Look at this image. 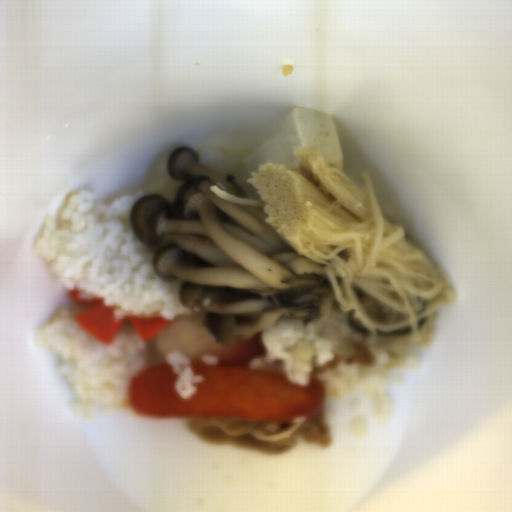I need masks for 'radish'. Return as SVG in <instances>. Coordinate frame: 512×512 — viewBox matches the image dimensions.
I'll return each mask as SVG.
<instances>
[{
  "mask_svg": "<svg viewBox=\"0 0 512 512\" xmlns=\"http://www.w3.org/2000/svg\"><path fill=\"white\" fill-rule=\"evenodd\" d=\"M69 298L86 310L75 317L78 326L91 338L103 343H112L125 324H130L137 336L143 342L156 341L158 334L174 320L158 317H126L118 322L114 321L115 306L106 305L105 298H80V289L68 292Z\"/></svg>",
  "mask_w": 512,
  "mask_h": 512,
  "instance_id": "1",
  "label": "radish"
}]
</instances>
